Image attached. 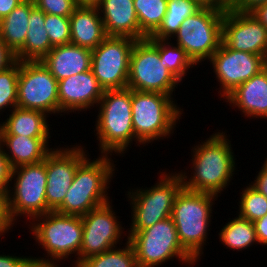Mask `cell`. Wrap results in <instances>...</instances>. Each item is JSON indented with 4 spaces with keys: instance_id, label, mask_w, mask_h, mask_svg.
<instances>
[{
    "instance_id": "1",
    "label": "cell",
    "mask_w": 267,
    "mask_h": 267,
    "mask_svg": "<svg viewBox=\"0 0 267 267\" xmlns=\"http://www.w3.org/2000/svg\"><path fill=\"white\" fill-rule=\"evenodd\" d=\"M231 141L224 132L213 133L207 140L192 148L191 177L179 172L183 180V188L210 193L218 196L228 187L235 173V157L231 149ZM188 177V178H187Z\"/></svg>"
},
{
    "instance_id": "2",
    "label": "cell",
    "mask_w": 267,
    "mask_h": 267,
    "mask_svg": "<svg viewBox=\"0 0 267 267\" xmlns=\"http://www.w3.org/2000/svg\"><path fill=\"white\" fill-rule=\"evenodd\" d=\"M102 155L96 160L86 157L77 167L73 182L63 203L55 212L63 215L83 216L109 202V182L115 173L113 160ZM108 186V187H107Z\"/></svg>"
},
{
    "instance_id": "3",
    "label": "cell",
    "mask_w": 267,
    "mask_h": 267,
    "mask_svg": "<svg viewBox=\"0 0 267 267\" xmlns=\"http://www.w3.org/2000/svg\"><path fill=\"white\" fill-rule=\"evenodd\" d=\"M95 130L102 155H123L135 135L132 123V89L104 90ZM127 149V150H126ZM112 153V154H111ZM123 153V154H122Z\"/></svg>"
},
{
    "instance_id": "4",
    "label": "cell",
    "mask_w": 267,
    "mask_h": 267,
    "mask_svg": "<svg viewBox=\"0 0 267 267\" xmlns=\"http://www.w3.org/2000/svg\"><path fill=\"white\" fill-rule=\"evenodd\" d=\"M31 221L34 240L48 255L46 256L48 259L32 257L33 265L58 266L57 263L63 259L65 261V258L71 256L70 254L79 256L83 236L81 216L63 215L51 211L36 216Z\"/></svg>"
},
{
    "instance_id": "5",
    "label": "cell",
    "mask_w": 267,
    "mask_h": 267,
    "mask_svg": "<svg viewBox=\"0 0 267 267\" xmlns=\"http://www.w3.org/2000/svg\"><path fill=\"white\" fill-rule=\"evenodd\" d=\"M217 196L193 192L182 188L176 195L172 209L173 219L182 247L197 261L203 254V246L211 223L212 205Z\"/></svg>"
},
{
    "instance_id": "6",
    "label": "cell",
    "mask_w": 267,
    "mask_h": 267,
    "mask_svg": "<svg viewBox=\"0 0 267 267\" xmlns=\"http://www.w3.org/2000/svg\"><path fill=\"white\" fill-rule=\"evenodd\" d=\"M172 97L158 92L132 90V123L136 143L148 145L174 132L183 109L175 104Z\"/></svg>"
},
{
    "instance_id": "7",
    "label": "cell",
    "mask_w": 267,
    "mask_h": 267,
    "mask_svg": "<svg viewBox=\"0 0 267 267\" xmlns=\"http://www.w3.org/2000/svg\"><path fill=\"white\" fill-rule=\"evenodd\" d=\"M226 8L203 5L193 15L188 16L173 37L198 65L218 50L222 43V22Z\"/></svg>"
},
{
    "instance_id": "8",
    "label": "cell",
    "mask_w": 267,
    "mask_h": 267,
    "mask_svg": "<svg viewBox=\"0 0 267 267\" xmlns=\"http://www.w3.org/2000/svg\"><path fill=\"white\" fill-rule=\"evenodd\" d=\"M138 267H155L173 257L188 265L197 262L181 245L173 219L168 217L141 231H128Z\"/></svg>"
},
{
    "instance_id": "9",
    "label": "cell",
    "mask_w": 267,
    "mask_h": 267,
    "mask_svg": "<svg viewBox=\"0 0 267 267\" xmlns=\"http://www.w3.org/2000/svg\"><path fill=\"white\" fill-rule=\"evenodd\" d=\"M16 178V179H15ZM15 179V180H13ZM13 187L6 196L7 212L14 225L17 217H29L46 214L52 210L47 206L45 159L35 164H25L12 169ZM13 194V195H12Z\"/></svg>"
},
{
    "instance_id": "10",
    "label": "cell",
    "mask_w": 267,
    "mask_h": 267,
    "mask_svg": "<svg viewBox=\"0 0 267 267\" xmlns=\"http://www.w3.org/2000/svg\"><path fill=\"white\" fill-rule=\"evenodd\" d=\"M168 174L161 172L159 182L151 188L128 191L132 206V222L128 231H141L171 217L176 195L183 188V180L179 172Z\"/></svg>"
},
{
    "instance_id": "11",
    "label": "cell",
    "mask_w": 267,
    "mask_h": 267,
    "mask_svg": "<svg viewBox=\"0 0 267 267\" xmlns=\"http://www.w3.org/2000/svg\"><path fill=\"white\" fill-rule=\"evenodd\" d=\"M179 83L161 64L158 44L150 37L136 40L130 56L127 88L173 96Z\"/></svg>"
},
{
    "instance_id": "12",
    "label": "cell",
    "mask_w": 267,
    "mask_h": 267,
    "mask_svg": "<svg viewBox=\"0 0 267 267\" xmlns=\"http://www.w3.org/2000/svg\"><path fill=\"white\" fill-rule=\"evenodd\" d=\"M17 107L60 113L58 81L41 61H20Z\"/></svg>"
},
{
    "instance_id": "13",
    "label": "cell",
    "mask_w": 267,
    "mask_h": 267,
    "mask_svg": "<svg viewBox=\"0 0 267 267\" xmlns=\"http://www.w3.org/2000/svg\"><path fill=\"white\" fill-rule=\"evenodd\" d=\"M136 40L107 36L91 50V70L103 90L125 89L130 56Z\"/></svg>"
},
{
    "instance_id": "14",
    "label": "cell",
    "mask_w": 267,
    "mask_h": 267,
    "mask_svg": "<svg viewBox=\"0 0 267 267\" xmlns=\"http://www.w3.org/2000/svg\"><path fill=\"white\" fill-rule=\"evenodd\" d=\"M103 204L81 216L83 225L82 244L79 256L76 257L73 267H77L84 259L101 254L112 248L122 239L124 233L121 222L117 220L115 212L110 205Z\"/></svg>"
},
{
    "instance_id": "15",
    "label": "cell",
    "mask_w": 267,
    "mask_h": 267,
    "mask_svg": "<svg viewBox=\"0 0 267 267\" xmlns=\"http://www.w3.org/2000/svg\"><path fill=\"white\" fill-rule=\"evenodd\" d=\"M209 61L220 83L218 93L224 99L237 86L264 69L265 57L236 51L221 43Z\"/></svg>"
},
{
    "instance_id": "16",
    "label": "cell",
    "mask_w": 267,
    "mask_h": 267,
    "mask_svg": "<svg viewBox=\"0 0 267 267\" xmlns=\"http://www.w3.org/2000/svg\"><path fill=\"white\" fill-rule=\"evenodd\" d=\"M222 43L230 49L266 58L267 28L251 12L226 8L222 22Z\"/></svg>"
},
{
    "instance_id": "17",
    "label": "cell",
    "mask_w": 267,
    "mask_h": 267,
    "mask_svg": "<svg viewBox=\"0 0 267 267\" xmlns=\"http://www.w3.org/2000/svg\"><path fill=\"white\" fill-rule=\"evenodd\" d=\"M81 146L54 148L45 158L47 206L55 211L70 188L78 165L88 156Z\"/></svg>"
},
{
    "instance_id": "18",
    "label": "cell",
    "mask_w": 267,
    "mask_h": 267,
    "mask_svg": "<svg viewBox=\"0 0 267 267\" xmlns=\"http://www.w3.org/2000/svg\"><path fill=\"white\" fill-rule=\"evenodd\" d=\"M104 93L92 70L58 81L60 113L86 111L98 105Z\"/></svg>"
},
{
    "instance_id": "19",
    "label": "cell",
    "mask_w": 267,
    "mask_h": 267,
    "mask_svg": "<svg viewBox=\"0 0 267 267\" xmlns=\"http://www.w3.org/2000/svg\"><path fill=\"white\" fill-rule=\"evenodd\" d=\"M134 0H101L96 6L107 36L140 40V25ZM103 13V14H102Z\"/></svg>"
},
{
    "instance_id": "20",
    "label": "cell",
    "mask_w": 267,
    "mask_h": 267,
    "mask_svg": "<svg viewBox=\"0 0 267 267\" xmlns=\"http://www.w3.org/2000/svg\"><path fill=\"white\" fill-rule=\"evenodd\" d=\"M224 99L246 117L267 119V71L263 69L252 76Z\"/></svg>"
},
{
    "instance_id": "21",
    "label": "cell",
    "mask_w": 267,
    "mask_h": 267,
    "mask_svg": "<svg viewBox=\"0 0 267 267\" xmlns=\"http://www.w3.org/2000/svg\"><path fill=\"white\" fill-rule=\"evenodd\" d=\"M41 62L60 81L91 70V49L71 43L55 46Z\"/></svg>"
},
{
    "instance_id": "22",
    "label": "cell",
    "mask_w": 267,
    "mask_h": 267,
    "mask_svg": "<svg viewBox=\"0 0 267 267\" xmlns=\"http://www.w3.org/2000/svg\"><path fill=\"white\" fill-rule=\"evenodd\" d=\"M69 19L71 44L92 50L107 37L96 6H77Z\"/></svg>"
},
{
    "instance_id": "23",
    "label": "cell",
    "mask_w": 267,
    "mask_h": 267,
    "mask_svg": "<svg viewBox=\"0 0 267 267\" xmlns=\"http://www.w3.org/2000/svg\"><path fill=\"white\" fill-rule=\"evenodd\" d=\"M49 138H32L23 135H0V143L8 149L5 155L12 168L43 161L53 150L48 148Z\"/></svg>"
},
{
    "instance_id": "24",
    "label": "cell",
    "mask_w": 267,
    "mask_h": 267,
    "mask_svg": "<svg viewBox=\"0 0 267 267\" xmlns=\"http://www.w3.org/2000/svg\"><path fill=\"white\" fill-rule=\"evenodd\" d=\"M9 117L0 124V135H23L32 138H50L46 113L15 107Z\"/></svg>"
},
{
    "instance_id": "25",
    "label": "cell",
    "mask_w": 267,
    "mask_h": 267,
    "mask_svg": "<svg viewBox=\"0 0 267 267\" xmlns=\"http://www.w3.org/2000/svg\"><path fill=\"white\" fill-rule=\"evenodd\" d=\"M34 8L33 0H24L0 20V39L14 54L24 46L29 15Z\"/></svg>"
},
{
    "instance_id": "26",
    "label": "cell",
    "mask_w": 267,
    "mask_h": 267,
    "mask_svg": "<svg viewBox=\"0 0 267 267\" xmlns=\"http://www.w3.org/2000/svg\"><path fill=\"white\" fill-rule=\"evenodd\" d=\"M45 13L34 8L29 15L24 46L15 54L18 61H41L53 48L45 30Z\"/></svg>"
},
{
    "instance_id": "27",
    "label": "cell",
    "mask_w": 267,
    "mask_h": 267,
    "mask_svg": "<svg viewBox=\"0 0 267 267\" xmlns=\"http://www.w3.org/2000/svg\"><path fill=\"white\" fill-rule=\"evenodd\" d=\"M202 6L198 0H168L167 11L163 21L150 38L171 41L182 22Z\"/></svg>"
},
{
    "instance_id": "28",
    "label": "cell",
    "mask_w": 267,
    "mask_h": 267,
    "mask_svg": "<svg viewBox=\"0 0 267 267\" xmlns=\"http://www.w3.org/2000/svg\"><path fill=\"white\" fill-rule=\"evenodd\" d=\"M218 234L220 241L233 251L247 249L255 242L258 244L254 223L240 216L226 223Z\"/></svg>"
},
{
    "instance_id": "29",
    "label": "cell",
    "mask_w": 267,
    "mask_h": 267,
    "mask_svg": "<svg viewBox=\"0 0 267 267\" xmlns=\"http://www.w3.org/2000/svg\"><path fill=\"white\" fill-rule=\"evenodd\" d=\"M168 0H134L140 25V40L150 37L161 25Z\"/></svg>"
},
{
    "instance_id": "30",
    "label": "cell",
    "mask_w": 267,
    "mask_h": 267,
    "mask_svg": "<svg viewBox=\"0 0 267 267\" xmlns=\"http://www.w3.org/2000/svg\"><path fill=\"white\" fill-rule=\"evenodd\" d=\"M153 40L158 44L161 64L181 82L187 75V70L195 64L180 46H174L169 40Z\"/></svg>"
},
{
    "instance_id": "31",
    "label": "cell",
    "mask_w": 267,
    "mask_h": 267,
    "mask_svg": "<svg viewBox=\"0 0 267 267\" xmlns=\"http://www.w3.org/2000/svg\"><path fill=\"white\" fill-rule=\"evenodd\" d=\"M122 249L117 247L84 259L77 267H138L135 251L127 240Z\"/></svg>"
},
{
    "instance_id": "32",
    "label": "cell",
    "mask_w": 267,
    "mask_h": 267,
    "mask_svg": "<svg viewBox=\"0 0 267 267\" xmlns=\"http://www.w3.org/2000/svg\"><path fill=\"white\" fill-rule=\"evenodd\" d=\"M240 193L238 216L255 222L267 213V197L263 194L257 192L250 185Z\"/></svg>"
},
{
    "instance_id": "33",
    "label": "cell",
    "mask_w": 267,
    "mask_h": 267,
    "mask_svg": "<svg viewBox=\"0 0 267 267\" xmlns=\"http://www.w3.org/2000/svg\"><path fill=\"white\" fill-rule=\"evenodd\" d=\"M19 69L20 61L17 60L8 69L0 71V112L17 107Z\"/></svg>"
},
{
    "instance_id": "34",
    "label": "cell",
    "mask_w": 267,
    "mask_h": 267,
    "mask_svg": "<svg viewBox=\"0 0 267 267\" xmlns=\"http://www.w3.org/2000/svg\"><path fill=\"white\" fill-rule=\"evenodd\" d=\"M45 30L53 47L71 43L70 19L45 13Z\"/></svg>"
},
{
    "instance_id": "35",
    "label": "cell",
    "mask_w": 267,
    "mask_h": 267,
    "mask_svg": "<svg viewBox=\"0 0 267 267\" xmlns=\"http://www.w3.org/2000/svg\"><path fill=\"white\" fill-rule=\"evenodd\" d=\"M35 7L46 14L70 17L77 4L75 0H33Z\"/></svg>"
},
{
    "instance_id": "36",
    "label": "cell",
    "mask_w": 267,
    "mask_h": 267,
    "mask_svg": "<svg viewBox=\"0 0 267 267\" xmlns=\"http://www.w3.org/2000/svg\"><path fill=\"white\" fill-rule=\"evenodd\" d=\"M12 169L5 155L4 146L0 143V192L6 196L10 190V182L13 183L11 180Z\"/></svg>"
},
{
    "instance_id": "37",
    "label": "cell",
    "mask_w": 267,
    "mask_h": 267,
    "mask_svg": "<svg viewBox=\"0 0 267 267\" xmlns=\"http://www.w3.org/2000/svg\"><path fill=\"white\" fill-rule=\"evenodd\" d=\"M33 262L30 257H18L9 255H0V267H32Z\"/></svg>"
},
{
    "instance_id": "38",
    "label": "cell",
    "mask_w": 267,
    "mask_h": 267,
    "mask_svg": "<svg viewBox=\"0 0 267 267\" xmlns=\"http://www.w3.org/2000/svg\"><path fill=\"white\" fill-rule=\"evenodd\" d=\"M13 226L7 212L6 195L0 192V236H4Z\"/></svg>"
},
{
    "instance_id": "39",
    "label": "cell",
    "mask_w": 267,
    "mask_h": 267,
    "mask_svg": "<svg viewBox=\"0 0 267 267\" xmlns=\"http://www.w3.org/2000/svg\"><path fill=\"white\" fill-rule=\"evenodd\" d=\"M267 0H234L227 8L238 12H251Z\"/></svg>"
},
{
    "instance_id": "40",
    "label": "cell",
    "mask_w": 267,
    "mask_h": 267,
    "mask_svg": "<svg viewBox=\"0 0 267 267\" xmlns=\"http://www.w3.org/2000/svg\"><path fill=\"white\" fill-rule=\"evenodd\" d=\"M254 182L249 183L250 186L254 188L257 192L263 194L267 197V161H264V164L261 170L258 173V176L255 178Z\"/></svg>"
},
{
    "instance_id": "41",
    "label": "cell",
    "mask_w": 267,
    "mask_h": 267,
    "mask_svg": "<svg viewBox=\"0 0 267 267\" xmlns=\"http://www.w3.org/2000/svg\"><path fill=\"white\" fill-rule=\"evenodd\" d=\"M16 61L15 54L0 39V71L8 69Z\"/></svg>"
},
{
    "instance_id": "42",
    "label": "cell",
    "mask_w": 267,
    "mask_h": 267,
    "mask_svg": "<svg viewBox=\"0 0 267 267\" xmlns=\"http://www.w3.org/2000/svg\"><path fill=\"white\" fill-rule=\"evenodd\" d=\"M253 223L255 226L258 243L260 245H267V213Z\"/></svg>"
},
{
    "instance_id": "43",
    "label": "cell",
    "mask_w": 267,
    "mask_h": 267,
    "mask_svg": "<svg viewBox=\"0 0 267 267\" xmlns=\"http://www.w3.org/2000/svg\"><path fill=\"white\" fill-rule=\"evenodd\" d=\"M24 0H0V20L7 16Z\"/></svg>"
},
{
    "instance_id": "44",
    "label": "cell",
    "mask_w": 267,
    "mask_h": 267,
    "mask_svg": "<svg viewBox=\"0 0 267 267\" xmlns=\"http://www.w3.org/2000/svg\"><path fill=\"white\" fill-rule=\"evenodd\" d=\"M251 13L267 28V3L258 5Z\"/></svg>"
},
{
    "instance_id": "45",
    "label": "cell",
    "mask_w": 267,
    "mask_h": 267,
    "mask_svg": "<svg viewBox=\"0 0 267 267\" xmlns=\"http://www.w3.org/2000/svg\"><path fill=\"white\" fill-rule=\"evenodd\" d=\"M101 0H75L77 6H97Z\"/></svg>"
},
{
    "instance_id": "46",
    "label": "cell",
    "mask_w": 267,
    "mask_h": 267,
    "mask_svg": "<svg viewBox=\"0 0 267 267\" xmlns=\"http://www.w3.org/2000/svg\"><path fill=\"white\" fill-rule=\"evenodd\" d=\"M202 5L218 6V0H198Z\"/></svg>"
},
{
    "instance_id": "47",
    "label": "cell",
    "mask_w": 267,
    "mask_h": 267,
    "mask_svg": "<svg viewBox=\"0 0 267 267\" xmlns=\"http://www.w3.org/2000/svg\"><path fill=\"white\" fill-rule=\"evenodd\" d=\"M234 0H218V7L227 8Z\"/></svg>"
},
{
    "instance_id": "48",
    "label": "cell",
    "mask_w": 267,
    "mask_h": 267,
    "mask_svg": "<svg viewBox=\"0 0 267 267\" xmlns=\"http://www.w3.org/2000/svg\"><path fill=\"white\" fill-rule=\"evenodd\" d=\"M32 267H59V266H40V265H33Z\"/></svg>"
},
{
    "instance_id": "49",
    "label": "cell",
    "mask_w": 267,
    "mask_h": 267,
    "mask_svg": "<svg viewBox=\"0 0 267 267\" xmlns=\"http://www.w3.org/2000/svg\"><path fill=\"white\" fill-rule=\"evenodd\" d=\"M264 69L267 71V58H265V61H264Z\"/></svg>"
}]
</instances>
